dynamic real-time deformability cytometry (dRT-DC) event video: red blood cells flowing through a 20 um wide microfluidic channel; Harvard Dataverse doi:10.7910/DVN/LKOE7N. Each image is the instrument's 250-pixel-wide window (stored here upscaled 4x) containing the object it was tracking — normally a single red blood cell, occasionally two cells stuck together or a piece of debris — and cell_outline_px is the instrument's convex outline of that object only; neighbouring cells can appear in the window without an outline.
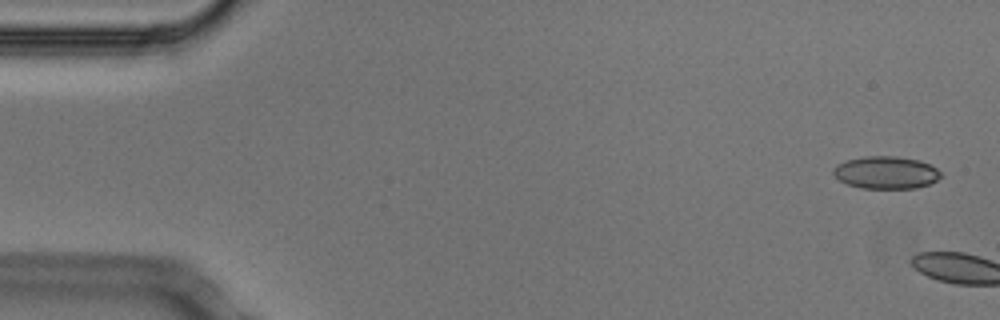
{"species": "Egyptian fruit bat (a non-hibernating species)", "species_latin": "Rousettus aegyptiacus", "temperature_condition": "cold", "stored_images_in_passage": 4, "camera_frame_rate_fps": 3000, "um_per_image_px": 0.085, "animal": {"sex": "male"}, "frame": {"image": 1, "passage_image": 2, "time_ms": 0.333, "image_size_px": [1000, 320], "cell_outline_px": [[944, 176], [928, 184], [916, 188], [860, 188], [848, 184], [840, 180], [832, 172], [832, 168], [836, 164], [848, 160], [864, 156], [896, 156], [920, 160], [936, 168]], "centroid_in_image_um": [75.31, 14.66], "position_along_channel_um": 9.7, "area_um2": 20.35}}